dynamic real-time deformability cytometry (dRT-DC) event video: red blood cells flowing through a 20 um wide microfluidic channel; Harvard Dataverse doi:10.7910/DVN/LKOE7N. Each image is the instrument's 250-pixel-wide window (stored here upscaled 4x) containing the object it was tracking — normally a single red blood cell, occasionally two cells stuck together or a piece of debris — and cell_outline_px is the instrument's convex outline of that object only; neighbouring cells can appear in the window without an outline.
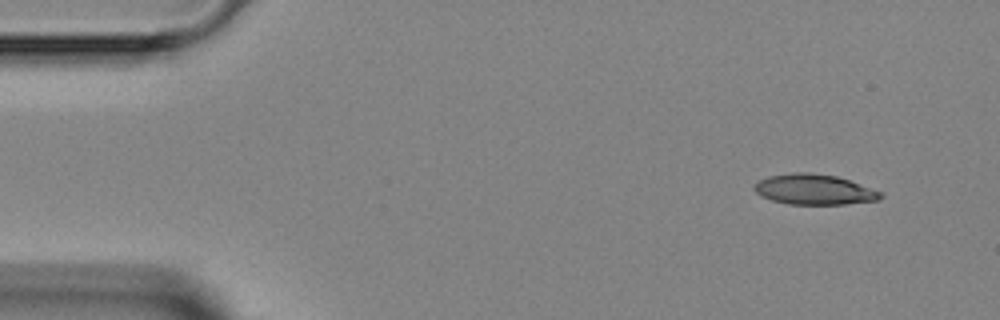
{"species": "Egyptian fruit bat (a non-hibernating species)", "species_latin": "Rousettus aegyptiacus", "temperature_condition": "room temperature", "stored_images_in_passage": 3, "camera_frame_rate_fps": 3000, "um_per_image_px": 0.085, "animal": {"sex": "female"}, "frame": {"image": 1, "passage_image": 1, "time_ms": 0.0, "image_size_px": [1000, 320], "cell_outline_px": [[884, 196], [880, 200], [844, 204], [788, 204], [772, 200], [760, 196], [752, 188], [760, 180], [768, 176], [792, 172], [808, 172], [836, 176], [848, 180], [880, 192]], "centroid_in_image_um": [69.17, 16.11], "position_along_channel_um": 15.8, "area_um2": 22.2}}
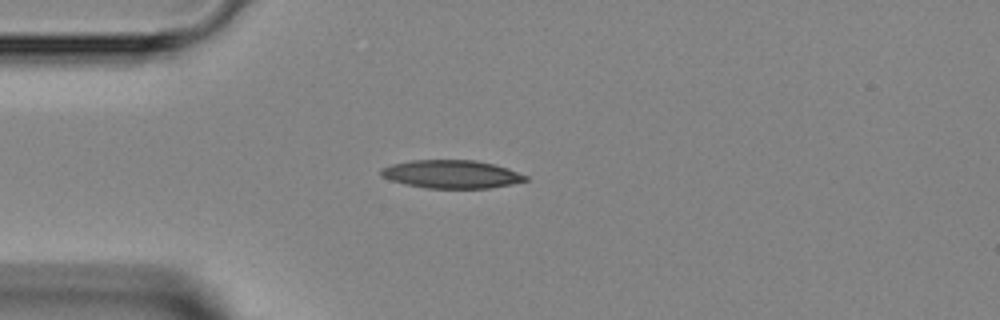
{"frame": {"image": 2, "passage_image": 3, "time_ms": 2.667, "image_size_px": [1000, 320], "cell_outline_px": [[528, 180], [512, 184], [488, 188], [424, 188], [404, 184], [380, 176], [380, 168], [392, 164], [412, 160], [476, 160], [508, 168], [528, 176]], "centroid_in_image_um": [38.36, 14.81], "position_along_channel_um": 46.6, "area_um2": 23.76}}